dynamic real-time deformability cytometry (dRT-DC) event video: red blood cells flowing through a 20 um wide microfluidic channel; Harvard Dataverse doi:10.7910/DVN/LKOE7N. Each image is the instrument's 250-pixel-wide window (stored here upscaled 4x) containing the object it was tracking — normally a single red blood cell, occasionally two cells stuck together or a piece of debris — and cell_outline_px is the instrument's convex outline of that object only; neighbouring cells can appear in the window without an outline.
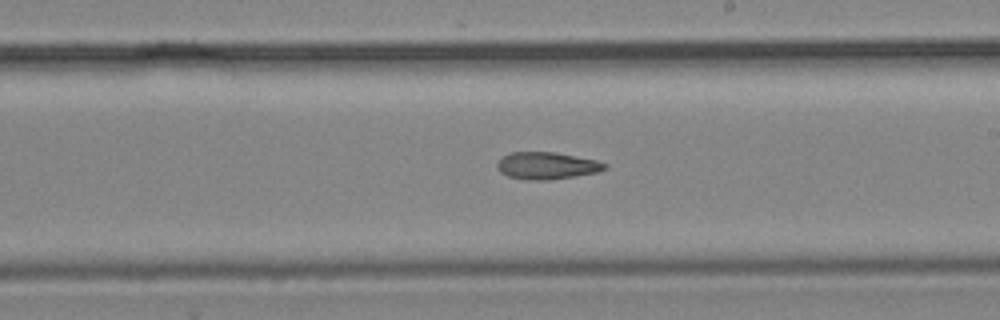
{"species": "common noctule bat (a hibernating species)", "species_latin": "Nyctalus noctula", "temperature_condition": "cold", "stored_images_in_passage": 12, "camera_frame_rate_fps": 3000, "um_per_image_px": 0.085, "animal": {"sex": "male", "body_mass_g": 19.2, "forearm_length_mm": 51.8}, "frame": {"image": 1, "passage_image": 10, "time_ms": 3.0, "image_size_px": [1000, 320], "cell_outline_px": [[608, 168], [600, 172], [548, 180], [528, 180], [508, 176], [500, 172], [496, 168], [496, 164], [504, 156], [512, 152], [556, 152], [596, 160], [608, 164]], "centroid_in_image_um": [46.51, 14.08], "position_along_channel_um": 242.5, "area_um2": 17.05}}